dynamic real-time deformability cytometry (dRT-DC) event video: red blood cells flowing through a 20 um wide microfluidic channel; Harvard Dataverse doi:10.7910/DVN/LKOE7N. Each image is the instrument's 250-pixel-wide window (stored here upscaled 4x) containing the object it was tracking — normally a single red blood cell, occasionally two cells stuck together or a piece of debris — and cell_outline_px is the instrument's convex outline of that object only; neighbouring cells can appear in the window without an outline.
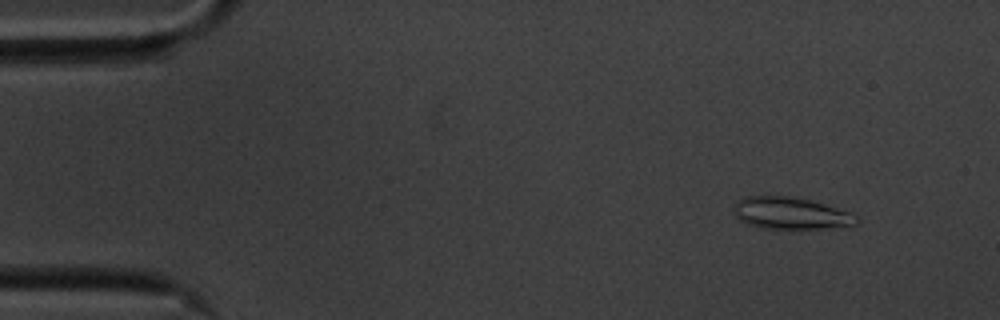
{"species": "common noctule bat (a hibernating species)", "species_latin": "Nyctalus noctula", "temperature_condition": "cold", "stored_images_in_passage": 56, "camera_frame_rate_fps": 3000, "um_per_image_px": 0.085, "animal": {"sex": "male", "body_mass_g": 20.1, "forearm_length_mm": 53.5}, "frame": {"image": 1, "passage_image": 5, "time_ms": 1.333, "image_size_px": [1000, 320], "cell_outline_px": [[860, 220], [856, 224], [824, 228], [788, 232], [756, 228], [740, 220], [736, 216], [732, 208], [740, 200], [748, 196], [788, 196], [808, 200], [852, 212]], "centroid_in_image_um": [67.19, 18.19], "position_along_channel_um": 17.8, "area_um2": 23.52}}
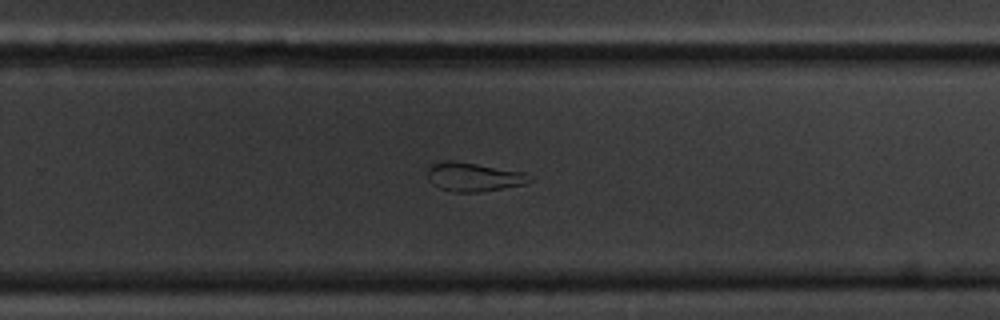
{"frame": {"image": 2, "passage_image": 36, "time_ms": 11.667, "image_size_px": [1000, 320], "cell_outline_px": [[536, 180], [524, 184], [476, 192], [452, 192], [440, 188], [432, 184], [428, 180], [428, 164], [444, 160], [448, 160], [476, 164], [524, 172]], "centroid_in_image_um": [40.22, 15.03], "position_along_channel_um": 289.6, "area_um2": 17.11}}
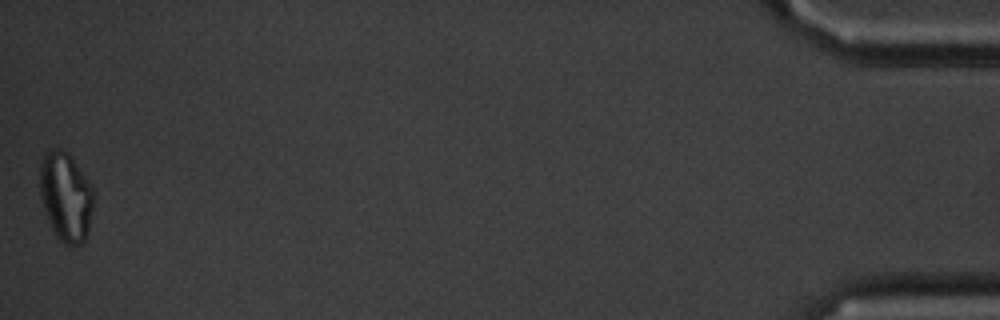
{"frame": {"image": 3, "passage_image": 56, "time_ms": 18.333, "image_size_px": [1000, 320], "cell_outline_px": [[92, 208], [88, 232], [84, 244], [64, 244], [56, 236], [52, 228], [44, 208], [40, 196], [40, 164], [44, 152], [52, 148], [60, 148], [68, 152], [92, 184]], "centroid_in_image_um": [5.59, 16.68], "position_along_channel_um": 429.6, "area_um2": 27.92}}